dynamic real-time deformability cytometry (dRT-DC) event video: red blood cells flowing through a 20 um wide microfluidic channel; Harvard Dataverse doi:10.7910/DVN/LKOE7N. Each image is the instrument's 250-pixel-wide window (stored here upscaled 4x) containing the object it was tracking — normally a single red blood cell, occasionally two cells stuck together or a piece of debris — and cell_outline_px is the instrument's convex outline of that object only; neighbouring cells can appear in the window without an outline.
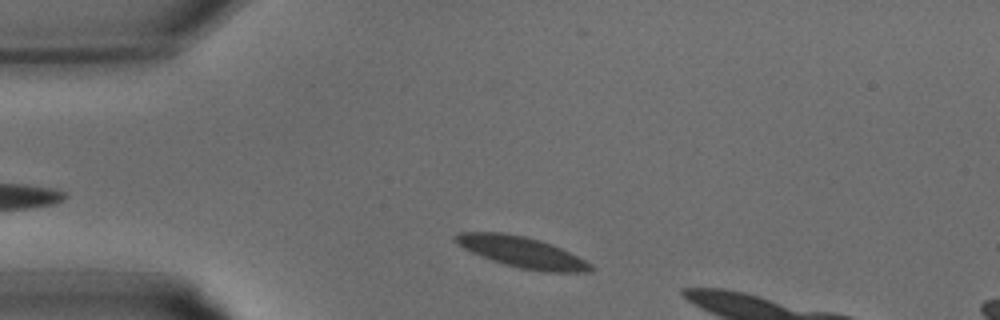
{"species": "common noctule bat (a hibernating species)", "species_latin": "Nyctalus noctula", "temperature_condition": "warm", "stored_images_in_passage": 7, "camera_frame_rate_fps": 3000, "um_per_image_px": 0.085, "animal": {"sex": "male", "body_mass_g": 15.6}, "frame": {"image": 1, "passage_image": 2, "time_ms": 0.333, "image_size_px": [1000, 320], "cell_outline_px": [[596, 268], [592, 272], [548, 272], [520, 268], [504, 264], [492, 260], [472, 252], [456, 244], [452, 240], [452, 236], [460, 232], [500, 232], [524, 236], [540, 240], [552, 244], [592, 264]], "centroid_in_image_um": [44.35, 21.43], "position_along_channel_um": 40.7, "area_um2": 24.28}}
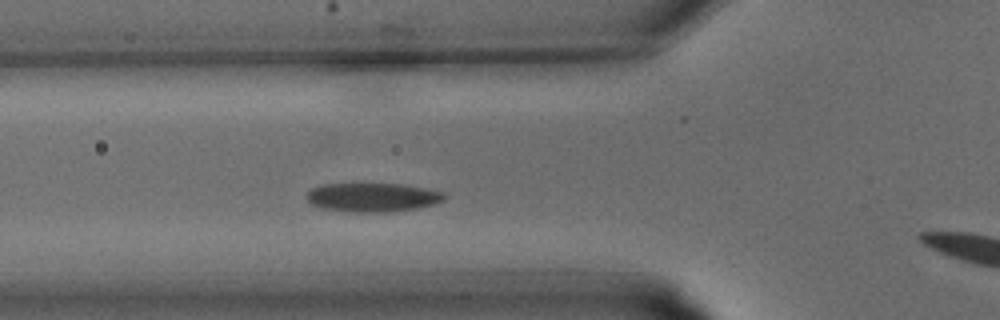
{"frame": {"image": 2, "passage_image": 6, "time_ms": 1.667, "image_size_px": [1000, 320], "cell_outline_px": [[444, 200], [436, 204], [416, 208], [384, 212], [356, 212], [320, 208], [312, 204], [304, 196], [312, 188], [320, 184], [404, 184], [428, 188], [444, 192]], "centroid_in_image_um": [31.67, 16.76], "position_along_channel_um": 94.1, "area_um2": 23.24}}